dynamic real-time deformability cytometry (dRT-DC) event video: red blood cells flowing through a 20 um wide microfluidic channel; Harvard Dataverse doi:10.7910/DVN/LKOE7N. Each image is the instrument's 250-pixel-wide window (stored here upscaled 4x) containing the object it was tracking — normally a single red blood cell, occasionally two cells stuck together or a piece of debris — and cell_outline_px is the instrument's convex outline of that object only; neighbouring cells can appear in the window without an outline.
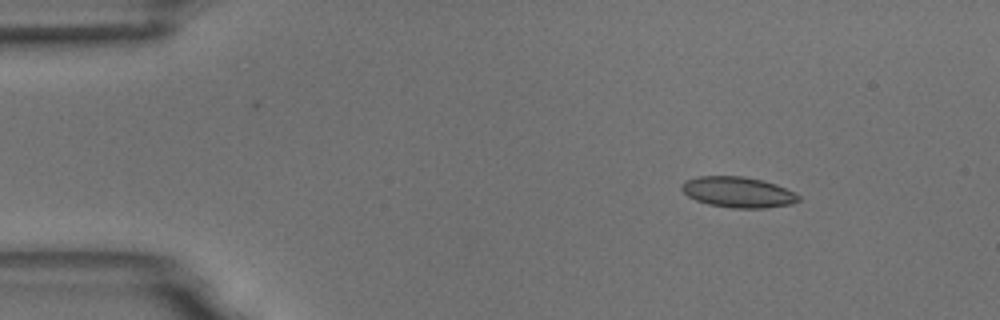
{"species": "common noctule bat (a hibernating species)", "species_latin": "Nyctalus noctula", "temperature_condition": "room temperature", "stored_images_in_passage": 8, "camera_frame_rate_fps": 3000, "um_per_image_px": 0.085, "animal": {"sex": "male", "body_mass_g": 18.8}, "frame": {"image": 1, "passage_image": 1, "time_ms": 0.0, "image_size_px": [1000, 320], "cell_outline_px": [[800, 200], [792, 204], [764, 208], [732, 208], [708, 204], [696, 200], [688, 196], [680, 188], [680, 184], [684, 180], [696, 176], [744, 176], [776, 184], [800, 196]], "centroid_in_image_um": [62.68, 16.33], "position_along_channel_um": 22.3, "area_um2": 20.92}}
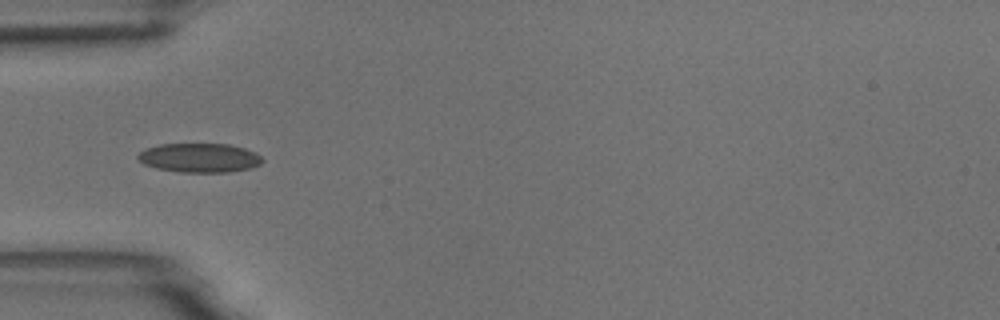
{"frame": {"image": 2, "passage_image": 4, "time_ms": 3.333, "image_size_px": [1000, 320], "cell_outline_px": [[264, 160], [260, 164], [248, 168], [228, 172], [180, 172], [156, 168], [144, 164], [136, 156], [140, 152], [148, 148], [160, 144], [228, 144], [244, 148], [256, 152]], "centroid_in_image_um": [16.96, 13.41], "position_along_channel_um": 68.0, "area_um2": 20.98}}
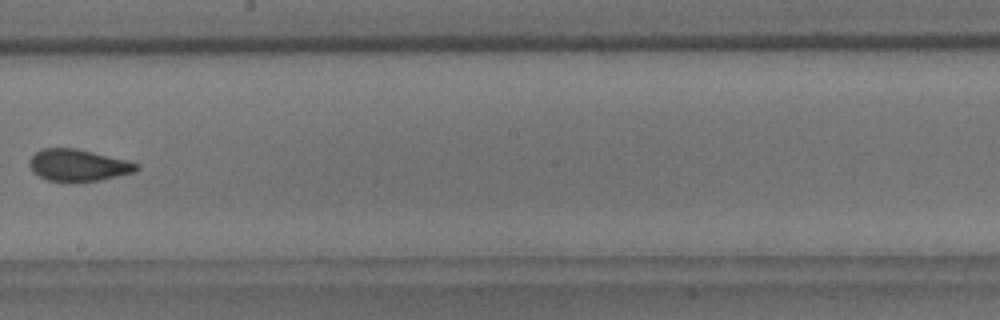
{"frame": {"image": 3, "passage_image": 8, "time_ms": 8.0, "image_size_px": [1000, 320], "cell_outline_px": [[140, 168], [132, 172], [100, 180], [76, 184], [48, 180], [32, 172], [28, 164], [28, 160], [36, 152], [44, 148], [76, 148], [140, 164]], "centroid_in_image_um": [6.59, 14.07], "position_along_channel_um": 241.6, "area_um2": 20.06}}